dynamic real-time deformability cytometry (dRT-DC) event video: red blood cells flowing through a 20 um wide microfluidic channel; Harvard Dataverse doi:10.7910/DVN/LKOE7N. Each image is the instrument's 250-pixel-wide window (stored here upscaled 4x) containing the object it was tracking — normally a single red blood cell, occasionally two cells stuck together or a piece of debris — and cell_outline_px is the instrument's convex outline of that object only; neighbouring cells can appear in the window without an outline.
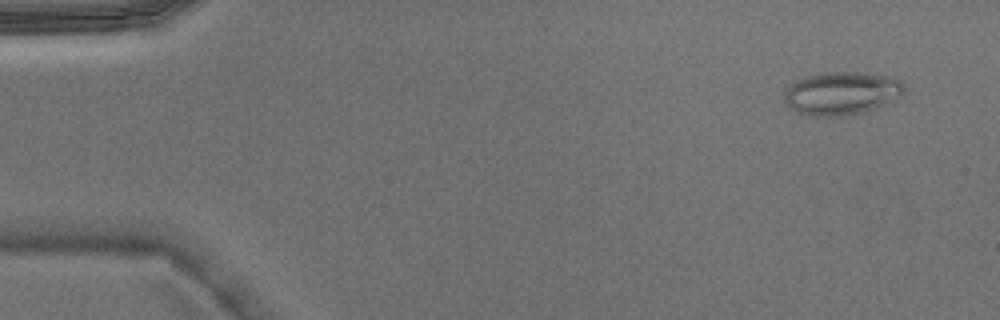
{"species": "Egyptian fruit bat (a non-hibernating species)", "species_latin": "Rousettus aegyptiacus", "temperature_condition": "warm", "stored_images_in_passage": 4, "camera_frame_rate_fps": 3000, "um_per_image_px": 0.085, "animal": {"sex": "male"}, "frame": {"image": 1, "passage_image": 4, "time_ms": 1.0, "image_size_px": [1000, 320], "cell_outline_px": [[904, 92], [900, 96], [884, 104], [860, 112], [840, 116], [812, 116], [796, 112], [784, 104], [784, 88], [792, 80], [804, 76], [828, 72], [856, 72], [888, 76], [900, 80], [904, 84]], "centroid_in_image_um": [71.44, 7.91], "position_along_channel_um": 13.6, "area_um2": 30.23}}